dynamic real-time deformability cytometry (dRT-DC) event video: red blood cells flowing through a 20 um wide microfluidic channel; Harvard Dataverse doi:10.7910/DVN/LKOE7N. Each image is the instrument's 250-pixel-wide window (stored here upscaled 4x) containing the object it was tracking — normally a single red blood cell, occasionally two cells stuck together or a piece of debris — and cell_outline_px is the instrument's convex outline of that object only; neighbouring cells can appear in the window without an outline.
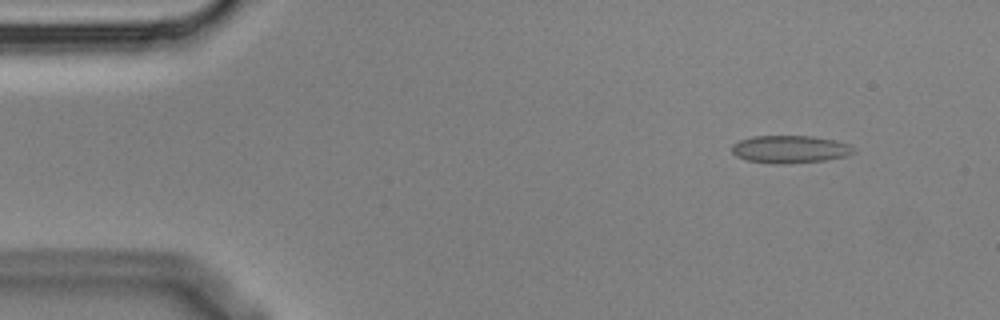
{"species": "Egyptian fruit bat (a non-hibernating species)", "species_latin": "Rousettus aegyptiacus", "temperature_condition": "cold", "stored_images_in_passage": 5, "camera_frame_rate_fps": 3000, "um_per_image_px": 0.085, "animal": {"sex": "male"}, "frame": {"image": 1, "passage_image": 2, "time_ms": 0.333, "image_size_px": [1000, 320], "cell_outline_px": [[856, 152], [848, 156], [824, 160], [784, 164], [772, 164], [748, 160], [736, 156], [732, 152], [732, 144], [740, 140], [752, 136], [812, 136], [836, 140], [848, 144]], "centroid_in_image_um": [67.15, 12.69], "position_along_channel_um": 17.9, "area_um2": 19.65}}
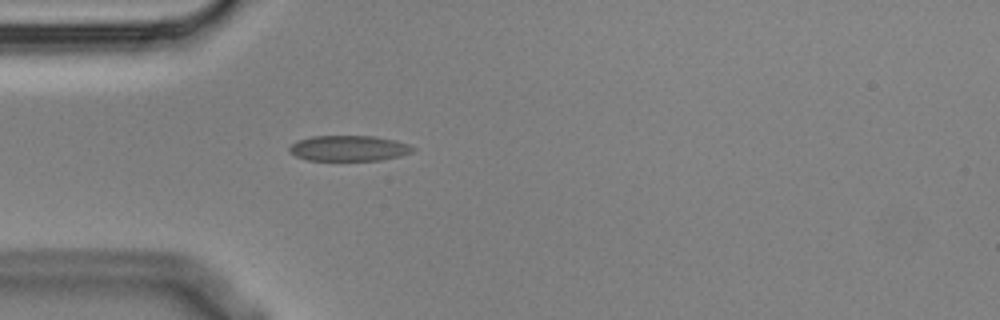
{"frame": {"image": 2, "passage_image": 5, "time_ms": 1.333, "image_size_px": [1000, 320], "cell_outline_px": [[416, 148], [412, 152], [400, 156], [380, 160], [308, 160], [296, 156], [288, 152], [288, 148], [296, 140], [312, 136], [376, 136], [396, 140], [408, 144]], "centroid_in_image_um": [29.64, 12.59], "position_along_channel_um": 55.4, "area_um2": 18.5}}